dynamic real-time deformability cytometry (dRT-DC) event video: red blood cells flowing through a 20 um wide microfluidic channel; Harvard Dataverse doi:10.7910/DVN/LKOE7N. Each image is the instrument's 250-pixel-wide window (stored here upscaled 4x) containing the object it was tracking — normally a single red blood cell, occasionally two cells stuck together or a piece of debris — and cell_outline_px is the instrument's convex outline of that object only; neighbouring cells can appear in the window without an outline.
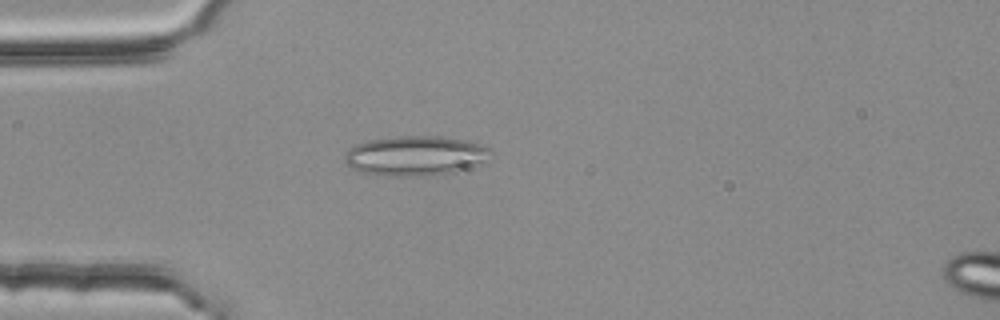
{"species": "common noctule bat (a hibernating species)", "species_latin": "Nyctalus noctula", "temperature_condition": "room temperature", "stored_images_in_passage": 2, "camera_frame_rate_fps": 3000, "um_per_image_px": 0.085, "animal": {"sex": "female", "body_mass_g": 25.1}, "frame": {"image": 1, "passage_image": 2, "time_ms": 0.333, "image_size_px": [1000, 320], "cell_outline_px": [[492, 152], [484, 164], [456, 172], [420, 176], [388, 176], [364, 172], [352, 168], [344, 160], [344, 152], [356, 144], [368, 140], [396, 136], [444, 136], [464, 140], [480, 144], [492, 148]], "centroid_in_image_um": [35.36, 13.23], "position_along_channel_um": 49.6, "area_um2": 34.22}}